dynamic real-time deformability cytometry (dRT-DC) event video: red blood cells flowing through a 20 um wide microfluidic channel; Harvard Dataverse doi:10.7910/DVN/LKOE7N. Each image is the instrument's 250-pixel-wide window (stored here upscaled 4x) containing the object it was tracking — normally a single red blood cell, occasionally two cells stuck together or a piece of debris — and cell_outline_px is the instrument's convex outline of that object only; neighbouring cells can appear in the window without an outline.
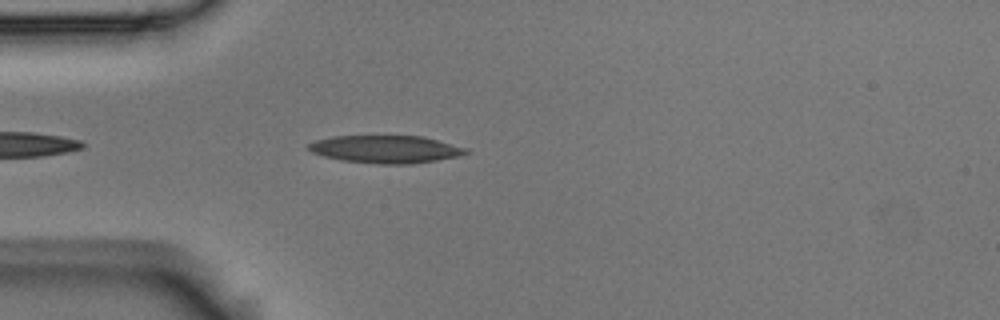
{"species": "Egyptian fruit bat (a non-hibernating species)", "species_latin": "Rousettus aegyptiacus", "temperature_condition": "room temperature", "stored_images_in_passage": 2, "camera_frame_rate_fps": 3000, "um_per_image_px": 0.085, "animal": {"sex": "male"}, "frame": {"image": 1, "passage_image": 2, "time_ms": 0.333, "image_size_px": [1000, 320], "cell_outline_px": [[468, 152], [460, 156], [412, 164], [380, 164], [340, 160], [324, 156], [312, 152], [304, 148], [308, 144], [316, 140], [332, 136], [424, 136], [468, 148]], "centroid_in_image_um": [32.77, 12.68], "position_along_channel_um": 52.2, "area_um2": 25.49}}